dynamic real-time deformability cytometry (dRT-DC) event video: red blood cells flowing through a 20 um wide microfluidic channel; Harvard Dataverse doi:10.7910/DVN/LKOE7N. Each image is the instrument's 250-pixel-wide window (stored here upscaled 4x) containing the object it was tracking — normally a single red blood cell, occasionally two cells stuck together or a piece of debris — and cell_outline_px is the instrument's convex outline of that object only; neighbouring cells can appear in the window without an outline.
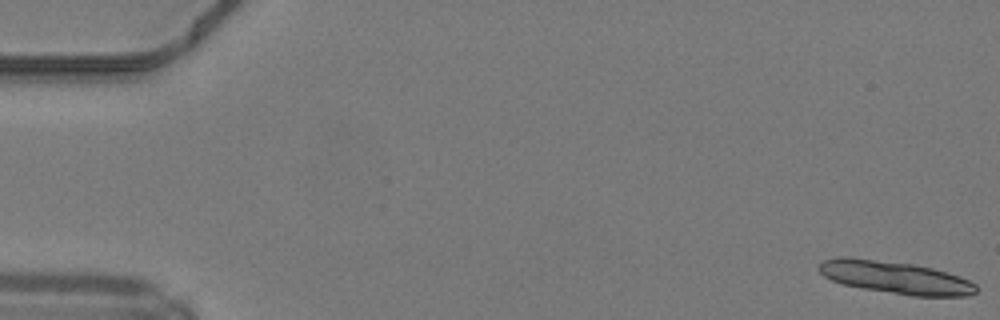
{"species": "common noctule bat (a hibernating species)", "species_latin": "Nyctalus noctula", "temperature_condition": "warm", "stored_images_in_passage": 13, "camera_frame_rate_fps": 3000, "um_per_image_px": 0.085, "animal": {"sex": "male", "body_mass_g": 19.2, "forearm_length_mm": 51.8}, "frame": {"image": 1, "passage_image": 1, "time_ms": 0.0, "image_size_px": [1000, 320], "cell_outline_px": [[976, 292], [968, 296], [912, 296], [864, 288], [844, 284], [832, 280], [824, 276], [820, 272], [820, 264], [824, 260], [840, 256], [852, 256], [912, 264], [932, 268], [960, 276], [976, 284]], "centroid_in_image_um": [76.11, 23.57], "position_along_channel_um": 8.9, "area_um2": 29.65}}